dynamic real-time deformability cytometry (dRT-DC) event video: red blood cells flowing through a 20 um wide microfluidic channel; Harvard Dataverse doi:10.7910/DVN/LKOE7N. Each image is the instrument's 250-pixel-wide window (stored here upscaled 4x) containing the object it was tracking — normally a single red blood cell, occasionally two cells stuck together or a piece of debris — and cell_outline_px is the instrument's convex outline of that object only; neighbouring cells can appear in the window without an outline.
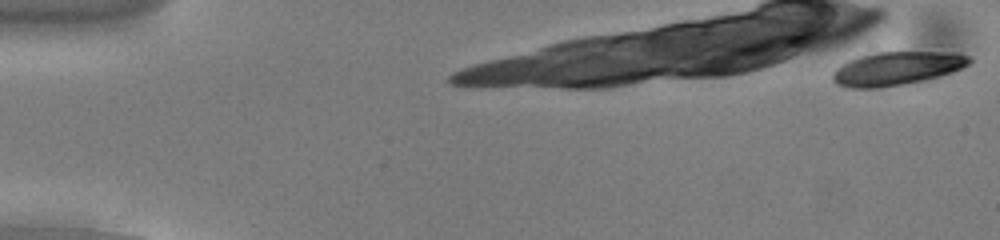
{"species": "common noctule bat (a hibernating species)", "species_latin": "Nyctalus noctula", "temperature_condition": "cold", "stored_images_in_passage": 3, "camera_frame_rate_fps": 3000, "um_per_image_px": 0.085, "animal": {"sex": "male", "body_mass_g": 13.0, "forearm_length_mm": 53.1}, "frame": {"image": 1, "passage_image": 1, "time_ms": 0.0, "image_size_px": [1000, 240], "cell_outline_px": [[972, 60], [968, 64], [960, 68], [936, 76], [920, 80], [900, 84], [876, 88], [852, 88], [840, 84], [832, 76], [844, 64], [852, 60], [864, 56], [880, 52], [936, 52], [968, 56]], "centroid_in_image_um": [76.23, 5.81], "position_along_channel_um": 8.8, "area_um2": 25.09}}